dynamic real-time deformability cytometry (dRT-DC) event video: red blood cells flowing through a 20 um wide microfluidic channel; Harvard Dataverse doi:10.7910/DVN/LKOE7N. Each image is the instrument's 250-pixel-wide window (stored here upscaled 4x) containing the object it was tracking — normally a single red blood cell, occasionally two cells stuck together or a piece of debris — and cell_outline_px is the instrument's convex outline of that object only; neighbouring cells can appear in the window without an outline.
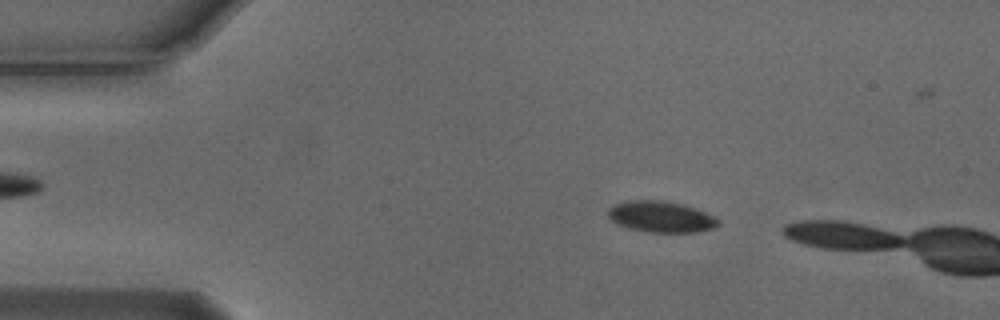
{"species": "Egyptian fruit bat (a non-hibernating species)", "species_latin": "Rousettus aegyptiacus", "temperature_condition": "cold", "stored_images_in_passage": 3, "camera_frame_rate_fps": 3000, "um_per_image_px": 0.085, "animal": {"sex": "male"}, "frame": {"image": 1, "passage_image": 2, "time_ms": 0.333, "image_size_px": [1000, 320], "cell_outline_px": [[720, 224], [712, 228], [696, 232], [652, 232], [628, 228], [616, 224], [608, 216], [608, 208], [616, 204], [628, 200], [660, 200], [680, 204], [704, 212], [720, 220]], "centroid_in_image_um": [56.15, 18.43], "position_along_channel_um": 28.9, "area_um2": 19.71}}